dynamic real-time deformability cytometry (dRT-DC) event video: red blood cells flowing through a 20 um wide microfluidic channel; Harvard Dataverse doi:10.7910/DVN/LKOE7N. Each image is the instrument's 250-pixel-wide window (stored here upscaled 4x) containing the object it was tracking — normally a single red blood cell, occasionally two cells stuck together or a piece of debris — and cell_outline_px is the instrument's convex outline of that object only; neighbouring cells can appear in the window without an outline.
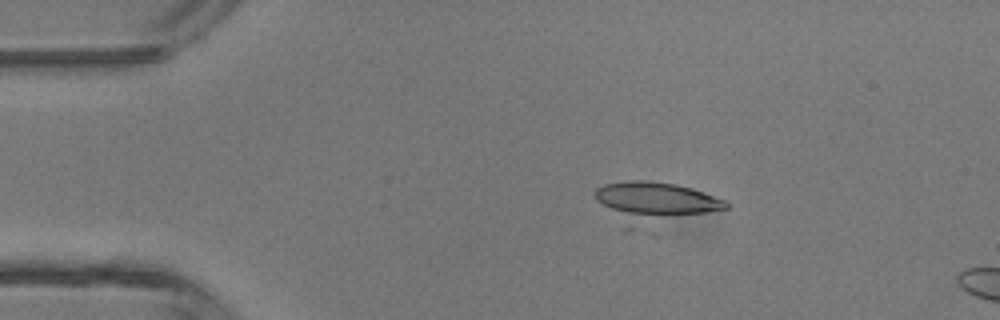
{"species": "common noctule bat (a hibernating species)", "species_latin": "Nyctalus noctula", "temperature_condition": "room temperature", "stored_images_in_passage": 4, "camera_frame_rate_fps": 3000, "um_per_image_px": 0.085, "animal": {"sex": "male", "body_mass_g": 13.3}, "frame": {"image": 1, "passage_image": 3, "time_ms": 0.667, "image_size_px": [1000, 320], "cell_outline_px": [[728, 208], [632, 228], [624, 228], [596, 200], [596, 188], [604, 184], [628, 180], [648, 180], [676, 184], [692, 188], [724, 200], [728, 204]], "centroid_in_image_um": [55.57, 17.17], "position_along_channel_um": 29.4, "area_um2": 30.35}}